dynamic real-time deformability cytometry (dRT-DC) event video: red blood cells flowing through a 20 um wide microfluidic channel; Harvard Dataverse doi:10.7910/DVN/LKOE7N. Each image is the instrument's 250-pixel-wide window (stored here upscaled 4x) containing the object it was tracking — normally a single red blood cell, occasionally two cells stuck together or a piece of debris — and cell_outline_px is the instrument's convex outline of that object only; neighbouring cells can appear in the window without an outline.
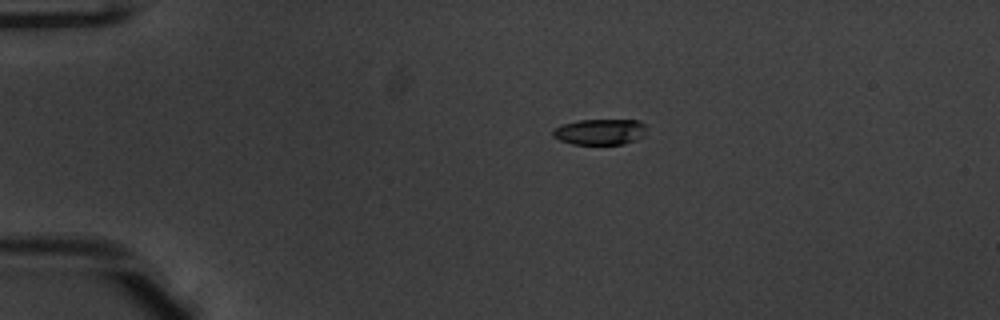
{"species": "common noctule bat (a hibernating species)", "species_latin": "Nyctalus noctula", "temperature_condition": "warm", "stored_images_in_passage": 42, "camera_frame_rate_fps": 3000, "um_per_image_px": 0.085, "animal": {"sex": "male", "body_mass_g": 20.1, "forearm_length_mm": 53.5}, "frame": {"image": 1, "passage_image": 1, "time_ms": 0.0, "image_size_px": [1000, 320], "cell_outline_px": [[644, 136], [636, 140], [624, 144], [572, 144], [560, 140], [552, 136], [552, 132], [560, 124], [580, 120], [640, 120], [644, 124]], "centroid_in_image_um": [50.99, 11.2], "position_along_channel_um": 34.0, "area_um2": 14.1}}
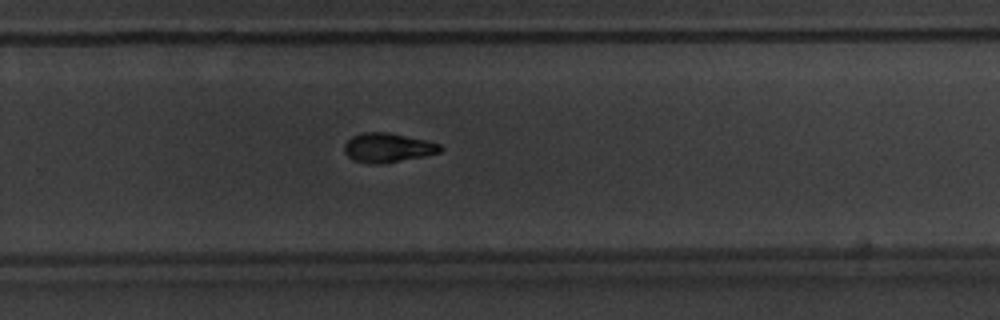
{"frame": {"image": 2, "passage_image": 25, "time_ms": 8.0, "image_size_px": [1000, 320], "cell_outline_px": [[444, 148], [440, 152], [424, 156], [380, 164], [376, 164], [352, 160], [344, 152], [344, 144], [352, 136], [364, 132], [388, 132], [424, 140], [440, 144]], "centroid_in_image_um": [32.94, 12.55], "position_along_channel_um": 296.9, "area_um2": 16.24}}
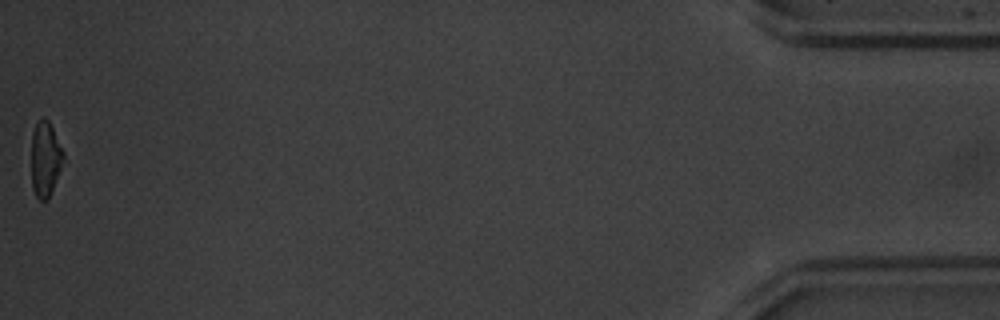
{"frame": {"image": 3, "passage_image": 42, "time_ms": 13.667, "image_size_px": [1000, 320], "cell_outline_px": [[64, 156], [48, 200], [40, 200], [36, 196], [32, 188], [32, 132], [36, 124], [44, 116], [48, 120], [64, 152]], "centroid_in_image_um": [3.83, 13.51], "position_along_channel_um": 431.4, "area_um2": 13.64}, "authors_computed_cell_mechanics": {"area_um2": 16.2418, "velocity_mm_per_s": 3.9507, "shape_relaxation_time_tau1_ms": 2.2131, "shape_relaxation_time_tau2_ms": 6.7376, "deformation_change_tau1": 0.1317, "deformation_change_tau2": 0.1341}}